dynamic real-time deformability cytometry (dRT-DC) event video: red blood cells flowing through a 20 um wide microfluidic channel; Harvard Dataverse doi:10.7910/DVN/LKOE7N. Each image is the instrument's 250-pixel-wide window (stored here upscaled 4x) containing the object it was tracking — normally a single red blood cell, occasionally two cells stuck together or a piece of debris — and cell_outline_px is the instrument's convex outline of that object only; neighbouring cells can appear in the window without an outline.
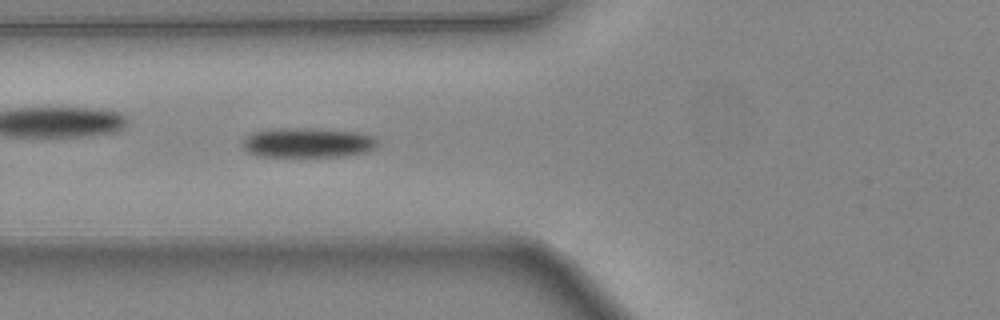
{"species": "common noctule bat (a hibernating species)", "species_latin": "Nyctalus noctula", "temperature_condition": "warm", "stored_images_in_passage": 48, "camera_frame_rate_fps": 3000, "um_per_image_px": 0.085, "animal": {"sex": "female", "body_mass_g": 24.6, "forearm_length_mm": 56.2}, "frame": {"image": 1, "passage_image": 21, "time_ms": 6.667, "image_size_px": [1000, 320], "cell_outline_px": [[380, 144], [376, 148], [368, 152], [344, 156], [256, 156], [248, 152], [240, 144], [248, 136], [256, 132], [272, 128], [312, 128], [356, 132], [372, 136], [380, 140]], "centroid_in_image_um": [26.21, 12.13], "position_along_channel_um": 99.6, "area_um2": 23.58}}
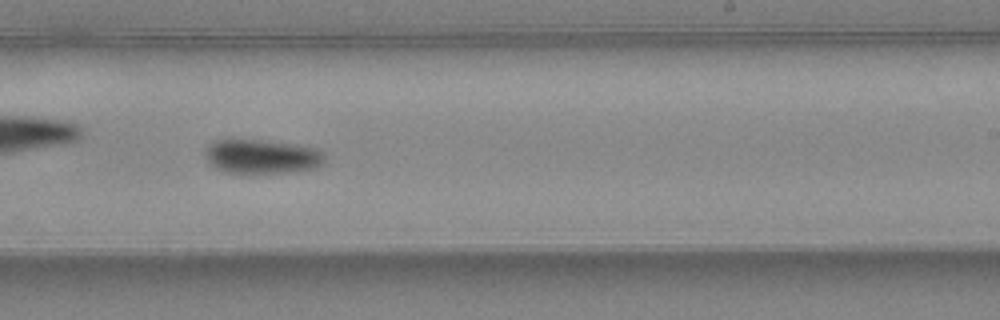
{"frame": {"image": 2, "passage_image": 32, "time_ms": 10.333, "image_size_px": [1000, 320], "cell_outline_px": [[324, 164], [316, 168], [288, 172], [224, 172], [216, 168], [208, 160], [204, 148], [212, 140], [232, 136], [300, 144], [316, 148], [324, 156]], "centroid_in_image_um": [22.21, 13.23], "position_along_channel_um": 266.8, "area_um2": 24.57}}
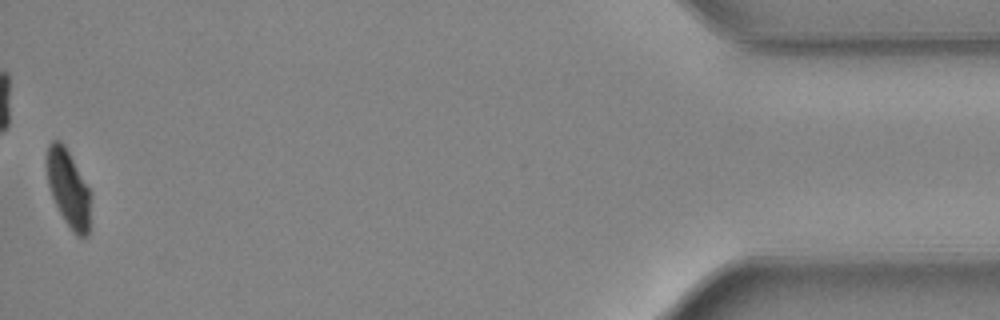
{"frame": {"image": 3, "passage_image": 48, "time_ms": 15.667, "image_size_px": [1000, 320], "cell_outline_px": [[92, 192], [88, 236], [76, 236], [64, 220], [52, 196], [48, 184], [48, 144], [52, 140], [60, 140], [64, 144]], "centroid_in_image_um": [5.86, 16.04], "position_along_channel_um": 429.3, "area_um2": 19.65}, "authors_computed_cell_mechanics": {"area_um2": 21.9062, "velocity_mm_per_s": 4.5501, "shape_relaxation_time_tau1_ms": 2.3893, "shape_relaxation_time_tau2_ms": null, "deformation_change_tau1": 0.1109, "deformation_change_tau2": null}}